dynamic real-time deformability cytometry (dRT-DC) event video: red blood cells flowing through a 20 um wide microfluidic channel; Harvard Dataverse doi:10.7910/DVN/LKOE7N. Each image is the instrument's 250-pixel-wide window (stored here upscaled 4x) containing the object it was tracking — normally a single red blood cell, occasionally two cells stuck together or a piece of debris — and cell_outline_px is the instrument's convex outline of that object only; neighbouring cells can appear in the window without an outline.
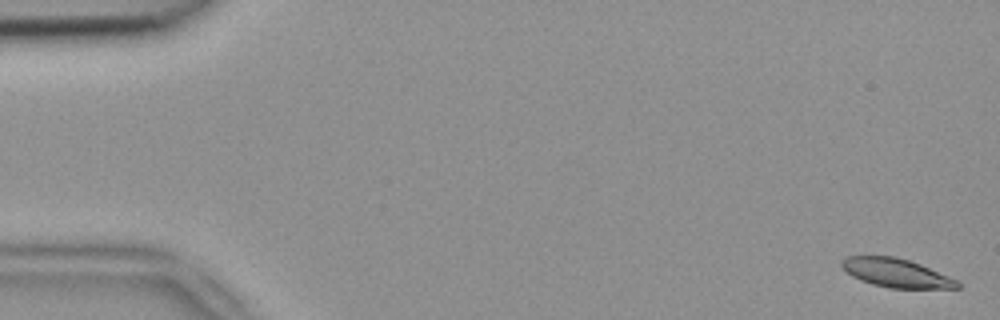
{"species": "common noctule bat (a hibernating species)", "species_latin": "Nyctalus noctula", "temperature_condition": "room temperature", "stored_images_in_passage": 6, "camera_frame_rate_fps": 3000, "um_per_image_px": 0.085, "animal": {"sex": "female", "body_mass_g": 18.4}, "frame": {"image": 1, "passage_image": 1, "time_ms": 0.0, "image_size_px": [1000, 320], "cell_outline_px": [[960, 288], [888, 288], [872, 284], [860, 280], [852, 276], [840, 264], [840, 260], [848, 256], [896, 256], [920, 264], [948, 276], [956, 280], [960, 284]], "centroid_in_image_um": [76.15, 23.2], "position_along_channel_um": 8.9, "area_um2": 19.19}}